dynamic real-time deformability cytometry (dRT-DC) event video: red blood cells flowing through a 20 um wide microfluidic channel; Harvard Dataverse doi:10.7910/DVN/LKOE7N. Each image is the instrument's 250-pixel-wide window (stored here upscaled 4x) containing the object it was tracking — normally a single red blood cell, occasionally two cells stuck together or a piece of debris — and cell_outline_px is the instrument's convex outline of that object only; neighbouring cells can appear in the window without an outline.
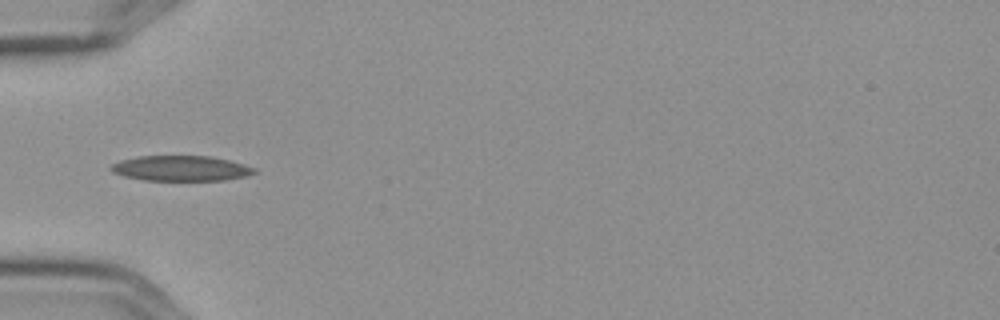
{"species": "Egyptian fruit bat (a non-hibernating species)", "species_latin": "Rousettus aegyptiacus", "temperature_condition": "cold", "stored_images_in_passage": 11, "camera_frame_rate_fps": 3000, "um_per_image_px": 0.085, "frame": {"image": 1, "passage_image": 1, "time_ms": 0.0, "image_size_px": [1000, 320], "cell_outline_px": [[256, 172], [244, 176], [224, 180], [144, 180], [124, 176], [112, 172], [108, 168], [112, 164], [120, 160], [140, 156], [212, 156], [244, 164], [256, 168]], "centroid_in_image_um": [15.35, 14.3], "position_along_channel_um": 69.6, "area_um2": 21.04}}
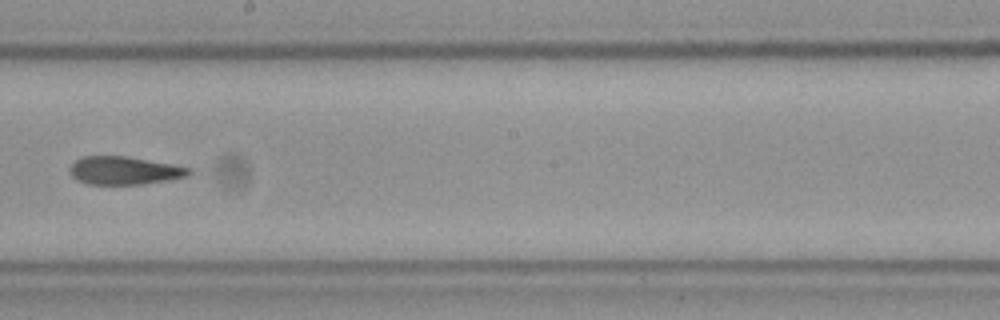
{"frame": {"image": 2, "passage_image": 5, "time_ms": 1.333, "image_size_px": [1000, 320], "cell_outline_px": [[192, 172], [188, 176], [168, 180], [144, 184], [88, 184], [76, 180], [68, 172], [68, 168], [76, 160], [84, 156], [124, 156], [172, 164], [192, 168]], "centroid_in_image_um": [10.56, 14.5], "position_along_channel_um": 237.6, "area_um2": 19.54}}
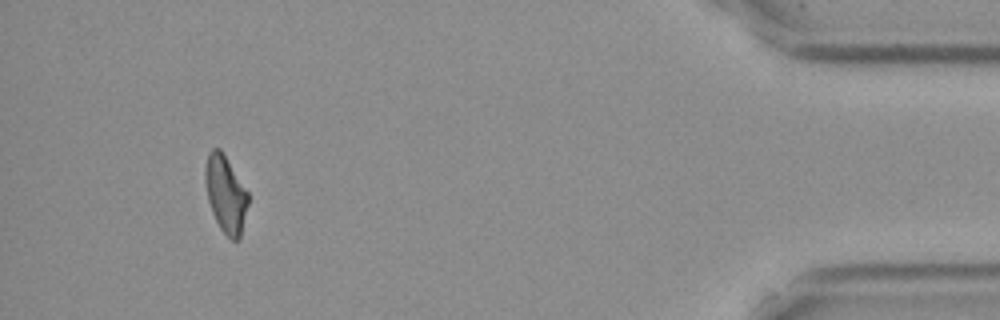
{"frame": {"image": 3, "passage_image": 10, "time_ms": 3.0, "image_size_px": [1000, 320], "cell_outline_px": [[248, 204], [240, 236], [236, 240], [232, 240], [220, 228], [212, 212], [208, 200], [204, 180], [204, 172], [208, 152], [212, 148], [220, 148], [248, 192]], "centroid_in_image_um": [19.16, 16.47], "position_along_channel_um": 416.0, "area_um2": 19.02}}